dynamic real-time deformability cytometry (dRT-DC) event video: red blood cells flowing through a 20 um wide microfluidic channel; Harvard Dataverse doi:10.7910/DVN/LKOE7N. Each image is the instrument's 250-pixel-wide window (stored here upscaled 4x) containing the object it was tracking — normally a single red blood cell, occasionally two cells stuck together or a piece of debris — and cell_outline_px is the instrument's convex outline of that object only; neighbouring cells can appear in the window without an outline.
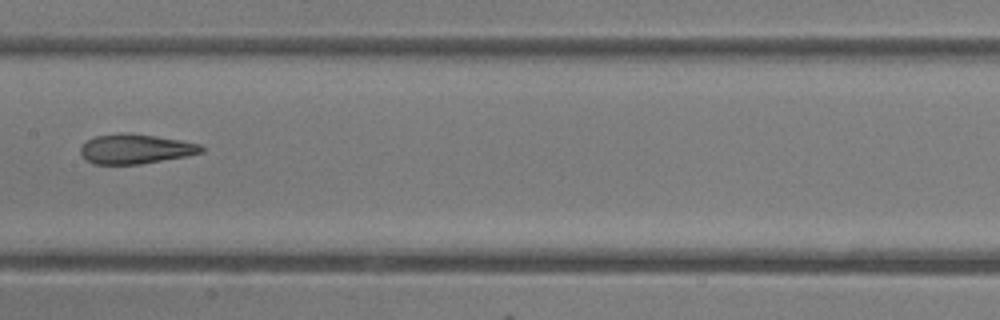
{"species": "common noctule bat (a hibernating species)", "species_latin": "Nyctalus noctula", "temperature_condition": "room temperature", "stored_images_in_passage": 32, "camera_frame_rate_fps": 3000, "um_per_image_px": 0.085, "animal": {"sex": "female"}, "frame": {"image": 1, "passage_image": 10, "time_ms": 3.0, "image_size_px": [1000, 320], "cell_outline_px": [[204, 152], [184, 156], [140, 164], [92, 164], [80, 152], [80, 148], [88, 140], [96, 136], [120, 132], [128, 132], [156, 136], [180, 140], [200, 144], [204, 148]], "centroid_in_image_um": [11.52, 12.65], "position_along_channel_um": 195.9, "area_um2": 20.75}, "authors_computed_cell_mechanics": {"area_um2": 21.7039, "velocity_mm_per_s": 4.2587, "shape_relaxation_time_tau1_ms": null, "shape_relaxation_time_tau2_ms": 2.0514, "deformation_change_tau1": null, "deformation_change_tau2": 0.1067}}